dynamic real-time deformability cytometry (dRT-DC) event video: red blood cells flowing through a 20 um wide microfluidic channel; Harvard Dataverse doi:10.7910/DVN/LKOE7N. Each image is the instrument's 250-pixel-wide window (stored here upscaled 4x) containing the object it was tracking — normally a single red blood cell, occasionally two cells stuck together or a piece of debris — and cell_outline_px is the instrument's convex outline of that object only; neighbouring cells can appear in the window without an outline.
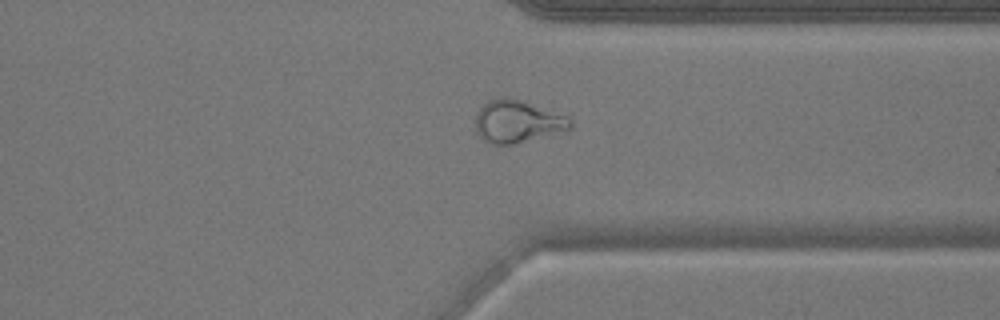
{"species": "common noctule bat (a hibernating species)", "species_latin": "Nyctalus noctula", "temperature_condition": "warm", "stored_images_in_passage": 39, "camera_frame_rate_fps": 3000, "um_per_image_px": 0.085, "animal": {"sex": "male", "body_mass_g": 17.9}, "frame": {"image": 1, "passage_image": 28, "time_ms": 9.0, "image_size_px": [1000, 320], "cell_outline_px": [[576, 128], [516, 144], [496, 144], [484, 140], [476, 132], [476, 116], [480, 108], [488, 100], [504, 96], [508, 96], [524, 100], [568, 116], [572, 120]], "centroid_in_image_um": [44.05, 10.31], "position_along_channel_um": 367.4, "area_um2": 23.93}}
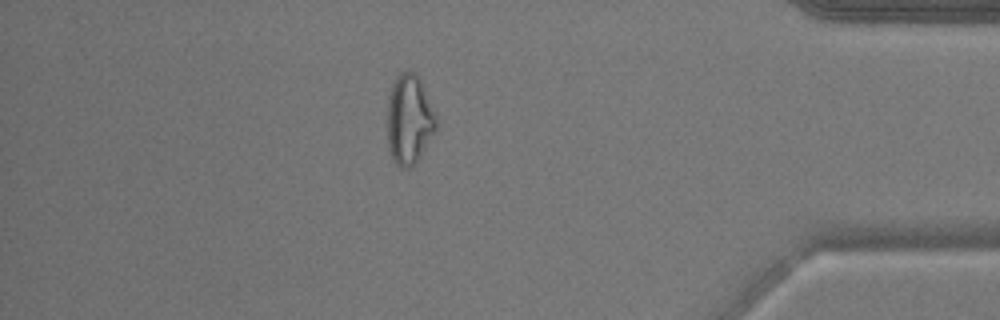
{"frame": {"image": 2, "passage_image": 33, "time_ms": 10.667, "image_size_px": [1000, 320], "cell_outline_px": [[436, 128], [420, 156], [412, 168], [400, 168], [392, 160], [388, 148], [388, 96], [392, 84], [396, 76], [400, 72], [408, 68], [416, 72], [420, 80], [436, 120]], "centroid_in_image_um": [34.74, 10.15], "position_along_channel_um": 400.5, "area_um2": 25.37}}